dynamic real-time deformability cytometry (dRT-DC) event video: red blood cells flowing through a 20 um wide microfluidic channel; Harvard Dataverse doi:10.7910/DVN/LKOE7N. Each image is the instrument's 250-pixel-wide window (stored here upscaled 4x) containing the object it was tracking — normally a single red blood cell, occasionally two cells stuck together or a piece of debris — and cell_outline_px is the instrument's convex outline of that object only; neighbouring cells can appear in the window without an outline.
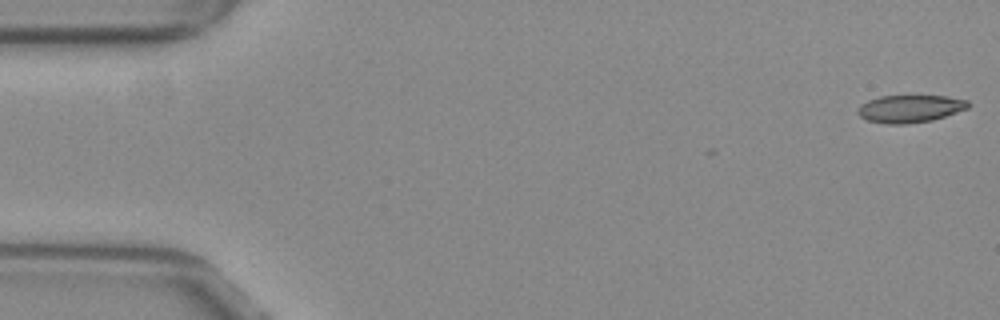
{"species": "common noctule bat (a hibernating species)", "species_latin": "Nyctalus noctula", "temperature_condition": "warm", "stored_images_in_passage": 54, "camera_frame_rate_fps": 3000, "um_per_image_px": 0.085, "animal": {"sex": "female", "body_mass_g": 29.2, "forearm_length_mm": 56.3}, "frame": {"image": 1, "passage_image": 1, "time_ms": 0.0, "image_size_px": [1000, 320], "cell_outline_px": [[968, 108], [932, 120], [904, 124], [888, 124], [868, 120], [860, 116], [856, 112], [856, 108], [860, 104], [868, 100], [880, 96], [944, 96], [968, 100]], "centroid_in_image_um": [77.29, 9.23], "position_along_channel_um": 7.7, "area_um2": 17.57}}
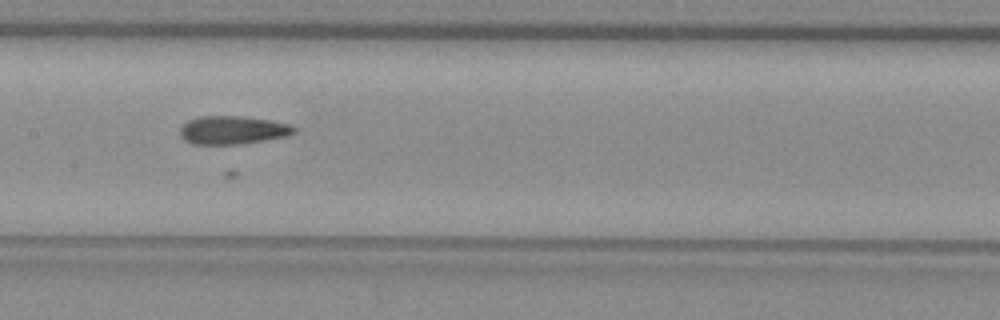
{"frame": {"image": 2, "passage_image": 26, "time_ms": 8.333, "image_size_px": [1000, 320], "cell_outline_px": [[296, 132], [288, 136], [240, 144], [192, 144], [184, 140], [180, 132], [180, 128], [188, 120], [200, 116], [240, 116], [268, 120], [288, 124], [296, 128]], "centroid_in_image_um": [19.77, 11.06], "position_along_channel_um": 187.6, "area_um2": 18.67}}
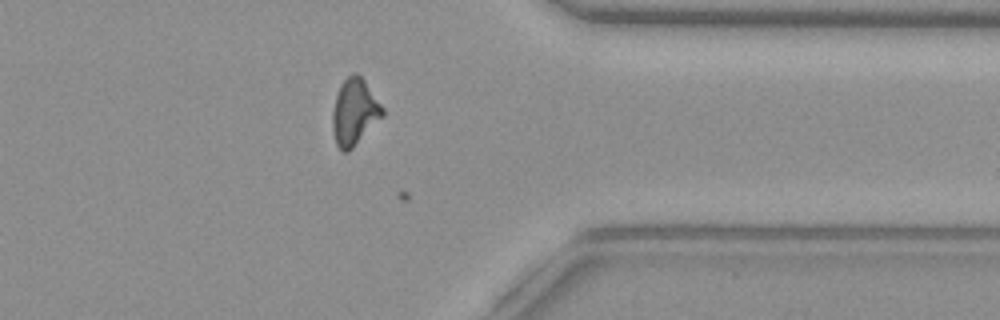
{"frame": {"image": 3, "passage_image": 42, "time_ms": 13.667, "image_size_px": [1000, 320], "cell_outline_px": [[384, 116], [348, 152], [340, 152], [336, 144], [332, 128], [332, 112], [336, 96], [340, 84], [352, 72], [356, 72], [364, 80], [384, 108]], "centroid_in_image_um": [30.12, 9.53], "position_along_channel_um": 381.3, "area_um2": 19.42}}